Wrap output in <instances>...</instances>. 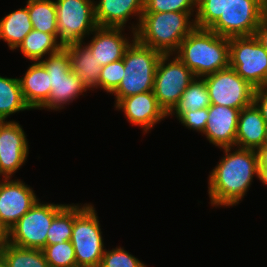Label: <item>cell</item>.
I'll return each mask as SVG.
<instances>
[{"mask_svg":"<svg viewBox=\"0 0 267 267\" xmlns=\"http://www.w3.org/2000/svg\"><path fill=\"white\" fill-rule=\"evenodd\" d=\"M32 29L26 5L0 19V40L7 42L9 49L15 50Z\"/></svg>","mask_w":267,"mask_h":267,"instance_id":"22","label":"cell"},{"mask_svg":"<svg viewBox=\"0 0 267 267\" xmlns=\"http://www.w3.org/2000/svg\"><path fill=\"white\" fill-rule=\"evenodd\" d=\"M197 0H144L143 12H196Z\"/></svg>","mask_w":267,"mask_h":267,"instance_id":"32","label":"cell"},{"mask_svg":"<svg viewBox=\"0 0 267 267\" xmlns=\"http://www.w3.org/2000/svg\"><path fill=\"white\" fill-rule=\"evenodd\" d=\"M234 0H197L195 25L197 28L209 29L221 15H224Z\"/></svg>","mask_w":267,"mask_h":267,"instance_id":"29","label":"cell"},{"mask_svg":"<svg viewBox=\"0 0 267 267\" xmlns=\"http://www.w3.org/2000/svg\"><path fill=\"white\" fill-rule=\"evenodd\" d=\"M267 11V0H234L209 30L220 36H253Z\"/></svg>","mask_w":267,"mask_h":267,"instance_id":"11","label":"cell"},{"mask_svg":"<svg viewBox=\"0 0 267 267\" xmlns=\"http://www.w3.org/2000/svg\"><path fill=\"white\" fill-rule=\"evenodd\" d=\"M124 73L123 58L102 66L99 75V88L111 94L120 84Z\"/></svg>","mask_w":267,"mask_h":267,"instance_id":"33","label":"cell"},{"mask_svg":"<svg viewBox=\"0 0 267 267\" xmlns=\"http://www.w3.org/2000/svg\"><path fill=\"white\" fill-rule=\"evenodd\" d=\"M220 149L224 151V156L209 174L207 192L211 206L233 207L244 199L254 176L258 178V155L256 150L251 149Z\"/></svg>","mask_w":267,"mask_h":267,"instance_id":"1","label":"cell"},{"mask_svg":"<svg viewBox=\"0 0 267 267\" xmlns=\"http://www.w3.org/2000/svg\"><path fill=\"white\" fill-rule=\"evenodd\" d=\"M259 168H267V144L257 150Z\"/></svg>","mask_w":267,"mask_h":267,"instance_id":"37","label":"cell"},{"mask_svg":"<svg viewBox=\"0 0 267 267\" xmlns=\"http://www.w3.org/2000/svg\"><path fill=\"white\" fill-rule=\"evenodd\" d=\"M25 110L31 109L24 100L19 78L0 75V121Z\"/></svg>","mask_w":267,"mask_h":267,"instance_id":"24","label":"cell"},{"mask_svg":"<svg viewBox=\"0 0 267 267\" xmlns=\"http://www.w3.org/2000/svg\"><path fill=\"white\" fill-rule=\"evenodd\" d=\"M59 43L66 47L83 42L98 27L94 0H56Z\"/></svg>","mask_w":267,"mask_h":267,"instance_id":"10","label":"cell"},{"mask_svg":"<svg viewBox=\"0 0 267 267\" xmlns=\"http://www.w3.org/2000/svg\"><path fill=\"white\" fill-rule=\"evenodd\" d=\"M22 126L14 121H0V177L12 178L27 160L29 145Z\"/></svg>","mask_w":267,"mask_h":267,"instance_id":"14","label":"cell"},{"mask_svg":"<svg viewBox=\"0 0 267 267\" xmlns=\"http://www.w3.org/2000/svg\"><path fill=\"white\" fill-rule=\"evenodd\" d=\"M42 251L49 267H77L75 250L70 240L46 245Z\"/></svg>","mask_w":267,"mask_h":267,"instance_id":"30","label":"cell"},{"mask_svg":"<svg viewBox=\"0 0 267 267\" xmlns=\"http://www.w3.org/2000/svg\"><path fill=\"white\" fill-rule=\"evenodd\" d=\"M208 118V108H202L194 112H183L177 119L186 128L204 133Z\"/></svg>","mask_w":267,"mask_h":267,"instance_id":"34","label":"cell"},{"mask_svg":"<svg viewBox=\"0 0 267 267\" xmlns=\"http://www.w3.org/2000/svg\"><path fill=\"white\" fill-rule=\"evenodd\" d=\"M258 179L267 186V168H259Z\"/></svg>","mask_w":267,"mask_h":267,"instance_id":"39","label":"cell"},{"mask_svg":"<svg viewBox=\"0 0 267 267\" xmlns=\"http://www.w3.org/2000/svg\"><path fill=\"white\" fill-rule=\"evenodd\" d=\"M0 256L8 267H49L42 250L23 248L9 242Z\"/></svg>","mask_w":267,"mask_h":267,"instance_id":"28","label":"cell"},{"mask_svg":"<svg viewBox=\"0 0 267 267\" xmlns=\"http://www.w3.org/2000/svg\"><path fill=\"white\" fill-rule=\"evenodd\" d=\"M99 267H147L142 261L122 247L105 248Z\"/></svg>","mask_w":267,"mask_h":267,"instance_id":"31","label":"cell"},{"mask_svg":"<svg viewBox=\"0 0 267 267\" xmlns=\"http://www.w3.org/2000/svg\"><path fill=\"white\" fill-rule=\"evenodd\" d=\"M8 244V230L0 223V253Z\"/></svg>","mask_w":267,"mask_h":267,"instance_id":"38","label":"cell"},{"mask_svg":"<svg viewBox=\"0 0 267 267\" xmlns=\"http://www.w3.org/2000/svg\"><path fill=\"white\" fill-rule=\"evenodd\" d=\"M96 212L90 203L74 218L70 241L77 267H99L104 254V239Z\"/></svg>","mask_w":267,"mask_h":267,"instance_id":"9","label":"cell"},{"mask_svg":"<svg viewBox=\"0 0 267 267\" xmlns=\"http://www.w3.org/2000/svg\"><path fill=\"white\" fill-rule=\"evenodd\" d=\"M241 110L220 106L210 105L208 108L209 118L203 135L209 143L215 147L235 148L237 125Z\"/></svg>","mask_w":267,"mask_h":267,"instance_id":"17","label":"cell"},{"mask_svg":"<svg viewBox=\"0 0 267 267\" xmlns=\"http://www.w3.org/2000/svg\"><path fill=\"white\" fill-rule=\"evenodd\" d=\"M94 8L95 20L100 27L124 28L130 17H138V22L131 26L132 37H135L144 11V0H99L94 1Z\"/></svg>","mask_w":267,"mask_h":267,"instance_id":"16","label":"cell"},{"mask_svg":"<svg viewBox=\"0 0 267 267\" xmlns=\"http://www.w3.org/2000/svg\"><path fill=\"white\" fill-rule=\"evenodd\" d=\"M255 37L267 51V13L263 16V19L259 23L255 32Z\"/></svg>","mask_w":267,"mask_h":267,"instance_id":"36","label":"cell"},{"mask_svg":"<svg viewBox=\"0 0 267 267\" xmlns=\"http://www.w3.org/2000/svg\"><path fill=\"white\" fill-rule=\"evenodd\" d=\"M114 106L116 110L124 112L128 122L134 126H140L144 134L168 117L160 107L153 91L122 98Z\"/></svg>","mask_w":267,"mask_h":267,"instance_id":"15","label":"cell"},{"mask_svg":"<svg viewBox=\"0 0 267 267\" xmlns=\"http://www.w3.org/2000/svg\"><path fill=\"white\" fill-rule=\"evenodd\" d=\"M0 178V223L9 231L39 200L21 179Z\"/></svg>","mask_w":267,"mask_h":267,"instance_id":"13","label":"cell"},{"mask_svg":"<svg viewBox=\"0 0 267 267\" xmlns=\"http://www.w3.org/2000/svg\"><path fill=\"white\" fill-rule=\"evenodd\" d=\"M32 28L54 35L59 40L56 4L53 0H27Z\"/></svg>","mask_w":267,"mask_h":267,"instance_id":"25","label":"cell"},{"mask_svg":"<svg viewBox=\"0 0 267 267\" xmlns=\"http://www.w3.org/2000/svg\"><path fill=\"white\" fill-rule=\"evenodd\" d=\"M0 267H8L7 263L4 261V259L0 256Z\"/></svg>","mask_w":267,"mask_h":267,"instance_id":"40","label":"cell"},{"mask_svg":"<svg viewBox=\"0 0 267 267\" xmlns=\"http://www.w3.org/2000/svg\"><path fill=\"white\" fill-rule=\"evenodd\" d=\"M67 204L53 219L47 232L46 245L63 243L71 240L74 218L87 206Z\"/></svg>","mask_w":267,"mask_h":267,"instance_id":"26","label":"cell"},{"mask_svg":"<svg viewBox=\"0 0 267 267\" xmlns=\"http://www.w3.org/2000/svg\"><path fill=\"white\" fill-rule=\"evenodd\" d=\"M253 103L261 111L262 117L267 124V87L255 88Z\"/></svg>","mask_w":267,"mask_h":267,"instance_id":"35","label":"cell"},{"mask_svg":"<svg viewBox=\"0 0 267 267\" xmlns=\"http://www.w3.org/2000/svg\"><path fill=\"white\" fill-rule=\"evenodd\" d=\"M124 29L123 27L98 26L91 33L94 36L86 45L101 66L122 59L127 47L135 39V37H131L132 40L126 37L122 33Z\"/></svg>","mask_w":267,"mask_h":267,"instance_id":"18","label":"cell"},{"mask_svg":"<svg viewBox=\"0 0 267 267\" xmlns=\"http://www.w3.org/2000/svg\"><path fill=\"white\" fill-rule=\"evenodd\" d=\"M195 78L175 54H162L155 71L153 93L167 115L178 105L183 92Z\"/></svg>","mask_w":267,"mask_h":267,"instance_id":"6","label":"cell"},{"mask_svg":"<svg viewBox=\"0 0 267 267\" xmlns=\"http://www.w3.org/2000/svg\"><path fill=\"white\" fill-rule=\"evenodd\" d=\"M267 144V124L253 103L239 113L235 146L258 150Z\"/></svg>","mask_w":267,"mask_h":267,"instance_id":"19","label":"cell"},{"mask_svg":"<svg viewBox=\"0 0 267 267\" xmlns=\"http://www.w3.org/2000/svg\"><path fill=\"white\" fill-rule=\"evenodd\" d=\"M67 204L43 203L38 200L8 231V242L23 248L42 250L54 217Z\"/></svg>","mask_w":267,"mask_h":267,"instance_id":"7","label":"cell"},{"mask_svg":"<svg viewBox=\"0 0 267 267\" xmlns=\"http://www.w3.org/2000/svg\"><path fill=\"white\" fill-rule=\"evenodd\" d=\"M194 12H143L135 38L162 54H174L196 27Z\"/></svg>","mask_w":267,"mask_h":267,"instance_id":"3","label":"cell"},{"mask_svg":"<svg viewBox=\"0 0 267 267\" xmlns=\"http://www.w3.org/2000/svg\"><path fill=\"white\" fill-rule=\"evenodd\" d=\"M211 105L209 93L203 78H195L185 89L178 105L168 115L178 118L183 112L209 108Z\"/></svg>","mask_w":267,"mask_h":267,"instance_id":"27","label":"cell"},{"mask_svg":"<svg viewBox=\"0 0 267 267\" xmlns=\"http://www.w3.org/2000/svg\"><path fill=\"white\" fill-rule=\"evenodd\" d=\"M70 55V67L88 90L99 88L100 62L92 55L85 42L70 44L65 47Z\"/></svg>","mask_w":267,"mask_h":267,"instance_id":"21","label":"cell"},{"mask_svg":"<svg viewBox=\"0 0 267 267\" xmlns=\"http://www.w3.org/2000/svg\"><path fill=\"white\" fill-rule=\"evenodd\" d=\"M19 81L24 100L30 109H40L48 101L51 84L49 74L40 61L32 63Z\"/></svg>","mask_w":267,"mask_h":267,"instance_id":"20","label":"cell"},{"mask_svg":"<svg viewBox=\"0 0 267 267\" xmlns=\"http://www.w3.org/2000/svg\"><path fill=\"white\" fill-rule=\"evenodd\" d=\"M162 53L141 44L136 38L127 47L124 56V75L118 87L111 93L115 105L125 97L153 91L154 77Z\"/></svg>","mask_w":267,"mask_h":267,"instance_id":"4","label":"cell"},{"mask_svg":"<svg viewBox=\"0 0 267 267\" xmlns=\"http://www.w3.org/2000/svg\"><path fill=\"white\" fill-rule=\"evenodd\" d=\"M47 57L40 62L49 74L51 92L48 101L39 110L59 111L88 89L78 79L76 73L72 72L70 55L65 47Z\"/></svg>","mask_w":267,"mask_h":267,"instance_id":"5","label":"cell"},{"mask_svg":"<svg viewBox=\"0 0 267 267\" xmlns=\"http://www.w3.org/2000/svg\"><path fill=\"white\" fill-rule=\"evenodd\" d=\"M229 67L253 87H267V51L255 35L229 38Z\"/></svg>","mask_w":267,"mask_h":267,"instance_id":"8","label":"cell"},{"mask_svg":"<svg viewBox=\"0 0 267 267\" xmlns=\"http://www.w3.org/2000/svg\"><path fill=\"white\" fill-rule=\"evenodd\" d=\"M197 78L229 67V38L195 27L174 53Z\"/></svg>","mask_w":267,"mask_h":267,"instance_id":"2","label":"cell"},{"mask_svg":"<svg viewBox=\"0 0 267 267\" xmlns=\"http://www.w3.org/2000/svg\"><path fill=\"white\" fill-rule=\"evenodd\" d=\"M62 47L54 35L32 29L15 50H20L26 59L37 62Z\"/></svg>","mask_w":267,"mask_h":267,"instance_id":"23","label":"cell"},{"mask_svg":"<svg viewBox=\"0 0 267 267\" xmlns=\"http://www.w3.org/2000/svg\"><path fill=\"white\" fill-rule=\"evenodd\" d=\"M211 105L242 110L253 104L255 87L228 67L203 77Z\"/></svg>","mask_w":267,"mask_h":267,"instance_id":"12","label":"cell"}]
</instances>
